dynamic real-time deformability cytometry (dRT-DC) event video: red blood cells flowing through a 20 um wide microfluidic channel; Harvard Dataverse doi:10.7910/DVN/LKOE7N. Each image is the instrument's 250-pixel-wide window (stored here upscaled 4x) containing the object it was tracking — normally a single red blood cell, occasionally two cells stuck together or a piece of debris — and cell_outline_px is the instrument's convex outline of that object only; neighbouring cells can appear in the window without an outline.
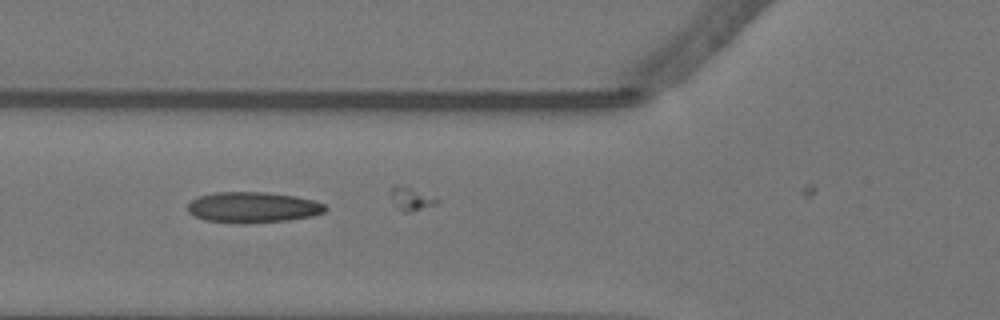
{"species": "Egyptian fruit bat (a non-hibernating species)", "species_latin": "Rousettus aegyptiacus", "temperature_condition": "warm", "stored_images_in_passage": 5, "camera_frame_rate_fps": 3000, "um_per_image_px": 0.085, "animal": {"sex": "female"}, "frame": {"image": 1, "passage_image": 2, "time_ms": 0.333, "image_size_px": [1000, 320], "cell_outline_px": [[328, 208], [324, 212], [312, 216], [288, 220], [244, 224], [204, 220], [188, 212], [188, 204], [192, 200], [200, 196], [216, 192], [264, 192], [296, 196], [312, 200], [324, 204]], "centroid_in_image_um": [21.5, 17.63], "position_along_channel_um": 104.3, "area_um2": 24.62}}